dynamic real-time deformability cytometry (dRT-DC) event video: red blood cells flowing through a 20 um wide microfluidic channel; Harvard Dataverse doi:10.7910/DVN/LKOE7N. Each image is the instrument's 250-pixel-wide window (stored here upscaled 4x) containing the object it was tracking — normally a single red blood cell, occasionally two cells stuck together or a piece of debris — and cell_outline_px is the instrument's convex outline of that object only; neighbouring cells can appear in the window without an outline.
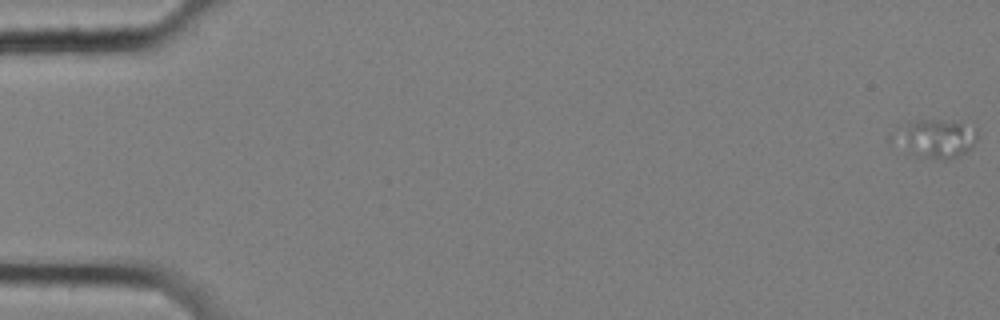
{"species": "common noctule bat (a hibernating species)", "species_latin": "Nyctalus noctula", "temperature_condition": "cold", "stored_images_in_passage": 59, "camera_frame_rate_fps": 3000, "um_per_image_px": 0.085, "animal": {"sex": "female", "body_mass_g": 25.1}, "frame": {"image": 1, "passage_image": 1, "time_ms": 0.0, "image_size_px": [1000, 320], "cell_outline_px": [[976, 140], [972, 148], [948, 160], [924, 156], [912, 152], [908, 124], [920, 120], [940, 120], [960, 124], [976, 128]], "centroid_in_image_um": [79.97, 11.78], "position_along_channel_um": 5.0, "area_um2": 15.49}}
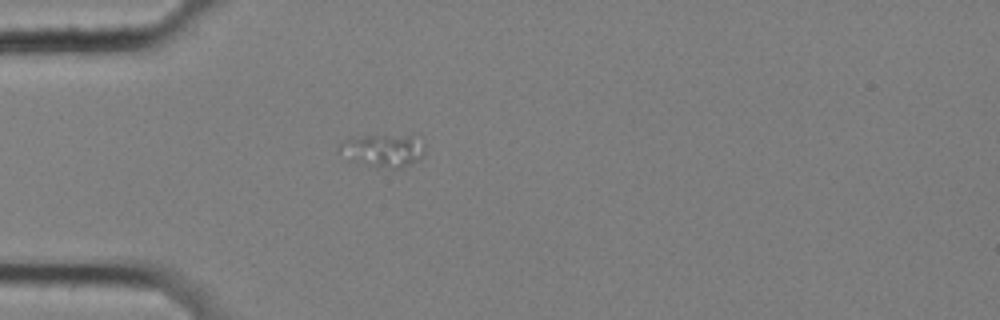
{"frame": {"image": 2, "passage_image": 18, "time_ms": 5.667, "image_size_px": [1000, 320], "cell_outline_px": [[424, 156], [420, 160], [404, 168], [392, 168], [352, 160], [340, 152], [336, 148], [344, 140], [364, 136], [408, 136], [424, 140]], "centroid_in_image_um": [32.65, 12.78], "position_along_channel_um": 52.4, "area_um2": 15.9}}
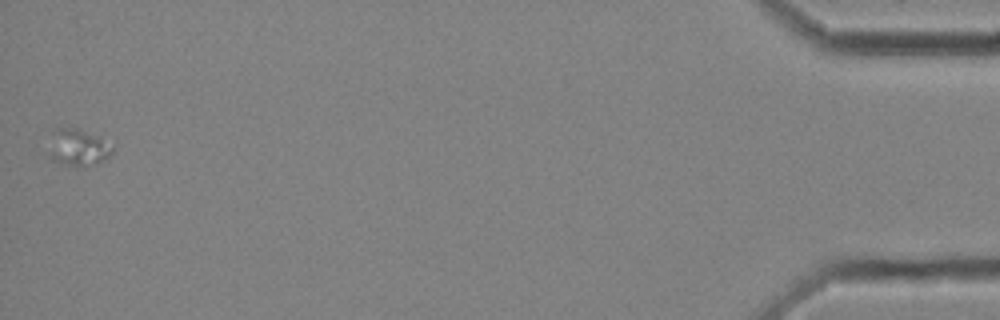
{"frame": {"image": 3, "passage_image": 59, "time_ms": 19.333, "image_size_px": [1000, 320], "cell_outline_px": [[112, 152], [104, 160], [84, 164], [68, 164], [52, 160], [48, 156], [56, 128], [80, 128], [100, 136], [112, 148]], "centroid_in_image_um": [6.64, 12.48], "position_along_channel_um": 428.6, "area_um2": 12.89}}